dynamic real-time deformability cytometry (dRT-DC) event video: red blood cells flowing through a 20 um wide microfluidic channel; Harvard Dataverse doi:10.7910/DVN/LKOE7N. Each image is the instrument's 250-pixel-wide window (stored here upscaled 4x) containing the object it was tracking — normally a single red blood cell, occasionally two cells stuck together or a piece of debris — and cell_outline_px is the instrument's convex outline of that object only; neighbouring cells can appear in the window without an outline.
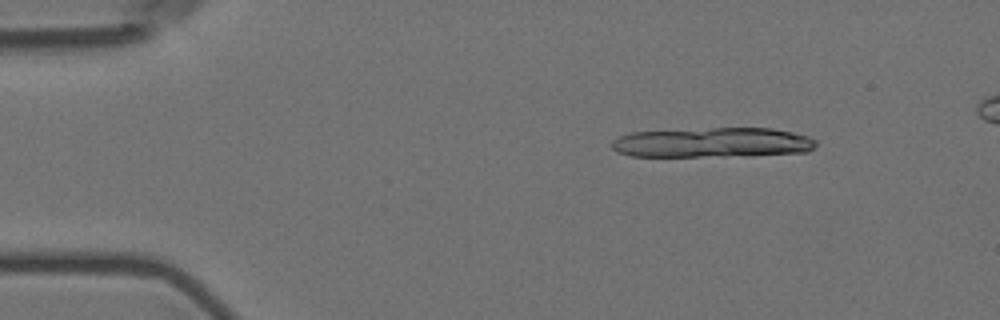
{"species": "Egyptian fruit bat (a non-hibernating species)", "species_latin": "Rousettus aegyptiacus", "temperature_condition": "room temperature", "stored_images_in_passage": 11, "camera_frame_rate_fps": 3000, "um_per_image_px": 0.085, "animal": {"sex": "female"}, "frame": {"image": 1, "passage_image": 2, "time_ms": 0.333, "image_size_px": [1000, 320], "cell_outline_px": [[816, 144], [808, 152], [724, 156], [632, 156], [616, 152], [612, 148], [612, 140], [620, 136], [632, 132], [712, 128], [772, 128], [792, 132], [808, 136], [816, 140]], "centroid_in_image_um": [60.55, 12.11], "position_along_channel_um": 24.4, "area_um2": 35.37}}
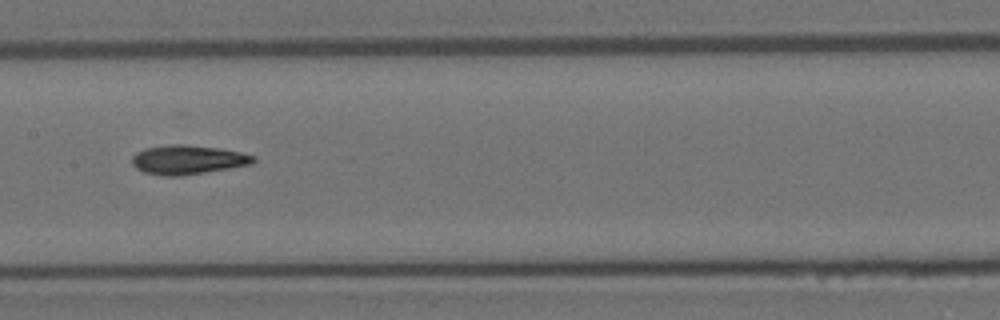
{"frame": {"image": 2, "passage_image": 8, "time_ms": 2.333, "image_size_px": [1000, 320], "cell_outline_px": [[256, 160], [252, 164], [180, 176], [164, 176], [144, 172], [136, 168], [132, 164], [132, 156], [136, 152], [144, 148], [168, 144], [184, 144], [220, 148], [240, 152], [256, 156]], "centroid_in_image_um": [15.94, 13.56], "position_along_channel_um": 191.5, "area_um2": 20.69}}
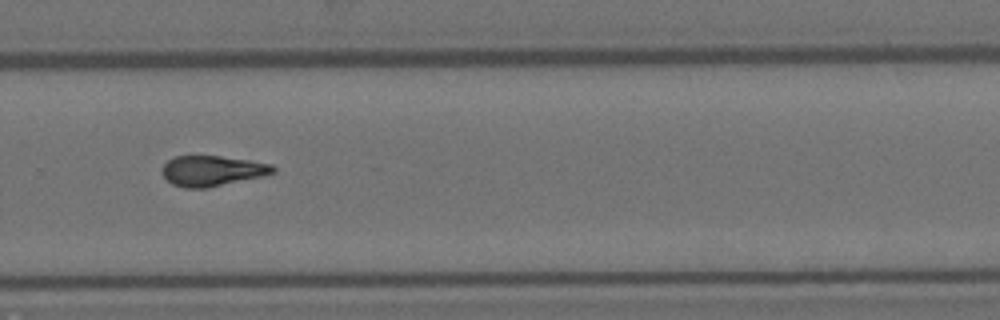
{"frame": {"image": 3, "passage_image": 11, "time_ms": 3.333, "image_size_px": [1000, 320], "cell_outline_px": [[276, 172], [264, 176], [208, 188], [184, 188], [172, 184], [160, 172], [164, 164], [168, 160], [176, 156], [220, 156], [248, 160], [272, 164], [276, 168]], "centroid_in_image_um": [18.05, 14.53], "position_along_channel_um": 311.8, "area_um2": 19.77}}